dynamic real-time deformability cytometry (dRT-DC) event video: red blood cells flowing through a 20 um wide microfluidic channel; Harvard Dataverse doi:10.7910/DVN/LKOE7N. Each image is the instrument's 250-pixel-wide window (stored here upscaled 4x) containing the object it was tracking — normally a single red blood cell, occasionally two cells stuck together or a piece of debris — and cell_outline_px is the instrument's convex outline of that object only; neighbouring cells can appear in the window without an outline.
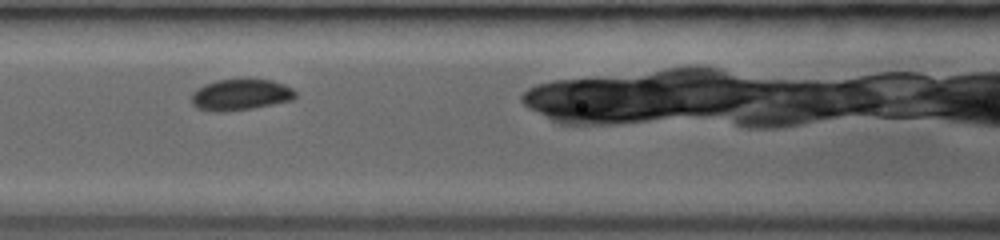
{"species": "common noctule bat (a hibernating species)", "species_latin": "Nyctalus noctula", "temperature_condition": "room temperature", "stored_images_in_passage": 7, "camera_frame_rate_fps": 3000, "um_per_image_px": 0.085, "animal": {"sex": "female", "body_mass_g": 19.0, "forearm_length_mm": 53.3}, "frame": {"image": 1, "passage_image": 3, "time_ms": 1.0, "image_size_px": [1000, 240], "cell_outline_px": [[296, 96], [292, 100], [252, 108], [224, 112], [212, 112], [196, 108], [192, 104], [192, 92], [196, 88], [204, 84], [216, 80], [272, 80], [284, 84], [292, 88], [296, 92]], "centroid_in_image_um": [20.41, 8.06], "position_along_channel_um": 146.2, "area_um2": 18.9}}
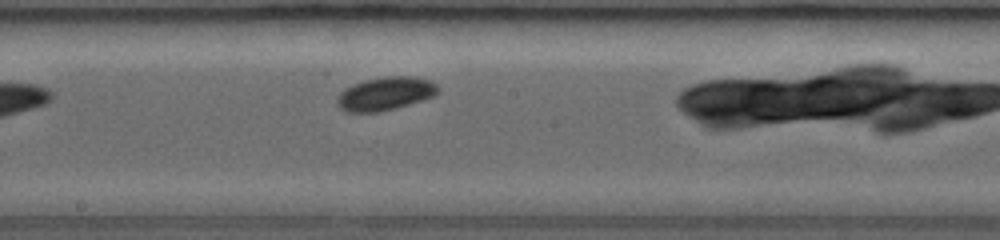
{"frame": {"image": 2, "passage_image": 7, "time_ms": 2.667, "image_size_px": [1000, 240], "cell_outline_px": [[440, 92], [432, 96], [396, 108], [380, 112], [348, 112], [340, 108], [336, 104], [336, 100], [340, 92], [344, 88], [364, 80], [384, 76], [412, 76], [432, 80], [440, 88]], "centroid_in_image_um": [32.75, 7.95], "position_along_channel_um": 215.4, "area_um2": 19.71}}